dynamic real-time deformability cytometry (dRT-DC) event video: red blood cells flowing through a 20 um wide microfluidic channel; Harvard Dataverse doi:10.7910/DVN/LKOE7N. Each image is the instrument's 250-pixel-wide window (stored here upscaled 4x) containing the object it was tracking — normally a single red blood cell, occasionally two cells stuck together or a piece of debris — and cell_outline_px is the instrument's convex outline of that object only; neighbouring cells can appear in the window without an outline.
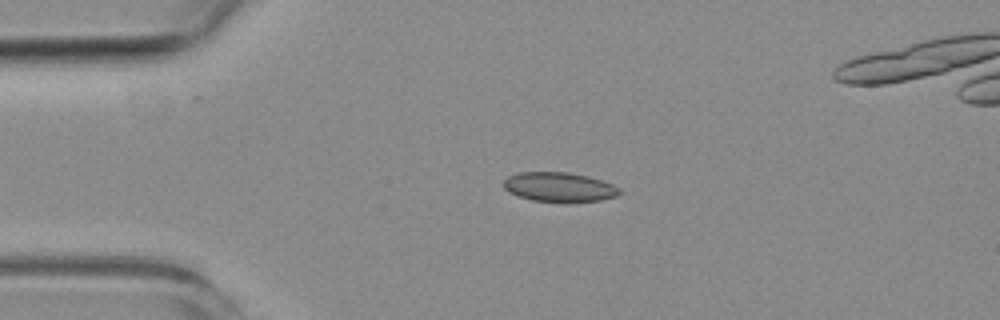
{"species": "common noctule bat (a hibernating species)", "species_latin": "Nyctalus noctula", "temperature_condition": "room temperature", "stored_images_in_passage": 3, "camera_frame_rate_fps": 3000, "um_per_image_px": 0.085, "animal": {"sex": "female", "body_mass_g": 19.3, "forearm_length_mm": 54.1}, "frame": {"image": 1, "passage_image": 1, "time_ms": 0.0, "image_size_px": [1000, 320], "cell_outline_px": [[620, 192], [616, 196], [600, 200], [532, 200], [516, 196], [508, 192], [504, 188], [504, 180], [508, 176], [520, 172], [568, 172], [588, 176], [612, 184], [620, 188]], "centroid_in_image_um": [47.49, 15.87], "position_along_channel_um": 37.5, "area_um2": 19.36}}